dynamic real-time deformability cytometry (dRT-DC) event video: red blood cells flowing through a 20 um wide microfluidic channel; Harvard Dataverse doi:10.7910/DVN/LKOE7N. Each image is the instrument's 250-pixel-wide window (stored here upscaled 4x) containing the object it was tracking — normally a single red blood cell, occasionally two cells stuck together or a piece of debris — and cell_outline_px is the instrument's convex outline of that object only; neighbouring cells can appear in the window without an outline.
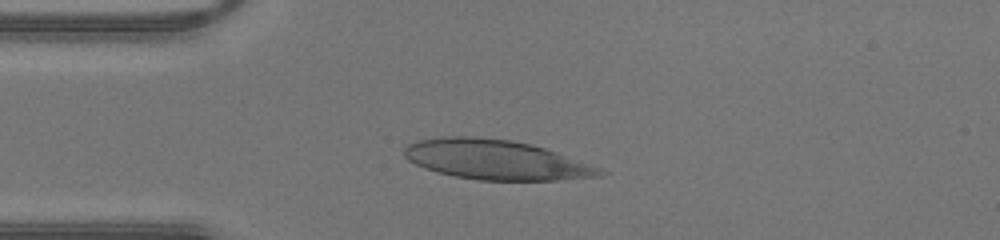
{"species": "human", "species_latin": "Homo sapiens", "temperature_condition": "warm", "stored_images_in_passage": 25, "camera_frame_rate_fps": 3000, "um_per_image_px": 0.085, "donor": {"sex": "male"}, "frame": {"image": 1, "passage_image": 1, "time_ms": 0.0, "image_size_px": [1000, 240], "cell_outline_px": [[608, 172], [604, 176], [556, 180], [476, 180], [456, 176], [424, 168], [408, 160], [404, 156], [404, 148], [408, 144], [416, 140], [444, 136], [472, 136], [512, 140], [544, 148], [556, 152], [600, 168]], "centroid_in_image_um": [42.13, 13.57], "position_along_channel_um": 42.9, "area_um2": 45.08}}
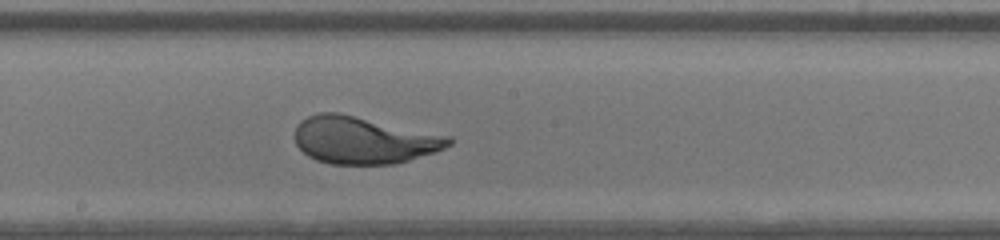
{"frame": {"image": 2, "passage_image": 13, "time_ms": 4.0, "image_size_px": [1000, 240], "cell_outline_px": [[452, 144], [436, 152], [408, 160], [392, 164], [332, 164], [316, 160], [308, 156], [296, 144], [296, 124], [300, 120], [316, 112], [340, 112], [452, 136]], "centroid_in_image_um": [30.92, 11.89], "position_along_channel_um": 217.3, "area_um2": 42.66}}
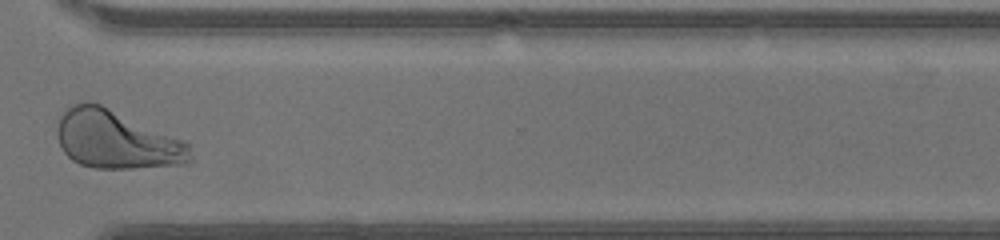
{"frame": {"image": 3, "passage_image": 22, "time_ms": 7.0, "image_size_px": [1000, 240], "cell_outline_px": [[192, 160], [188, 164], [132, 168], [96, 168], [80, 164], [72, 160], [64, 152], [56, 136], [56, 128], [60, 116], [72, 104], [80, 100], [100, 104], [180, 140], [188, 144], [192, 156]], "centroid_in_image_um": [9.84, 11.88], "position_along_channel_um": 360.8, "area_um2": 44.68}}